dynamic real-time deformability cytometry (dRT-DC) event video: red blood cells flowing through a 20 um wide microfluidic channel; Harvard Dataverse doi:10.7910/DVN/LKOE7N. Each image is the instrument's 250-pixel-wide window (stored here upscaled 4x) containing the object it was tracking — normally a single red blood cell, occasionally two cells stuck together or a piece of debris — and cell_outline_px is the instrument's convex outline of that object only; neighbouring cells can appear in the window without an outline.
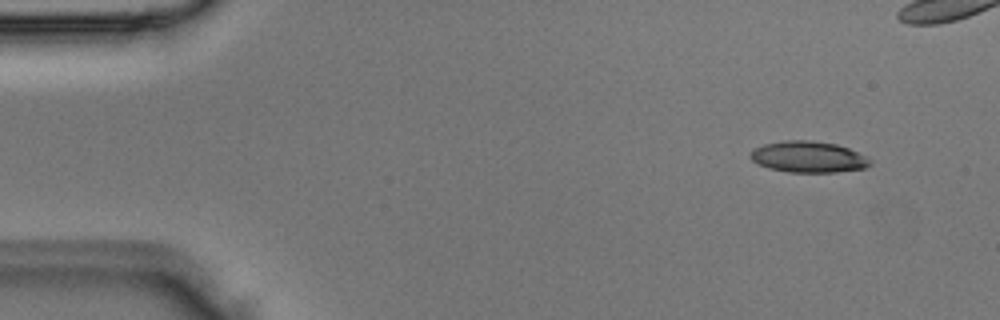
{"species": "Egyptian fruit bat (a non-hibernating species)", "species_latin": "Rousettus aegyptiacus", "temperature_condition": "room temperature", "stored_images_in_passage": 5, "segment_of_instrument_passage": [2, 2], "camera_frame_rate_fps": 3000, "um_per_image_px": 0.085, "animal": {"sex": "male"}, "frame": {"image": 1, "passage_image": 5, "time_ms": 1.333, "image_size_px": [1000, 320], "cell_outline_px": [[872, 164], [864, 168], [836, 172], [788, 172], [768, 168], [752, 160], [748, 156], [756, 148], [764, 144], [784, 140], [808, 140], [836, 144], [848, 148], [872, 160]], "centroid_in_image_um": [68.71, 13.34], "position_along_channel_um": 16.3, "area_um2": 21.62}}